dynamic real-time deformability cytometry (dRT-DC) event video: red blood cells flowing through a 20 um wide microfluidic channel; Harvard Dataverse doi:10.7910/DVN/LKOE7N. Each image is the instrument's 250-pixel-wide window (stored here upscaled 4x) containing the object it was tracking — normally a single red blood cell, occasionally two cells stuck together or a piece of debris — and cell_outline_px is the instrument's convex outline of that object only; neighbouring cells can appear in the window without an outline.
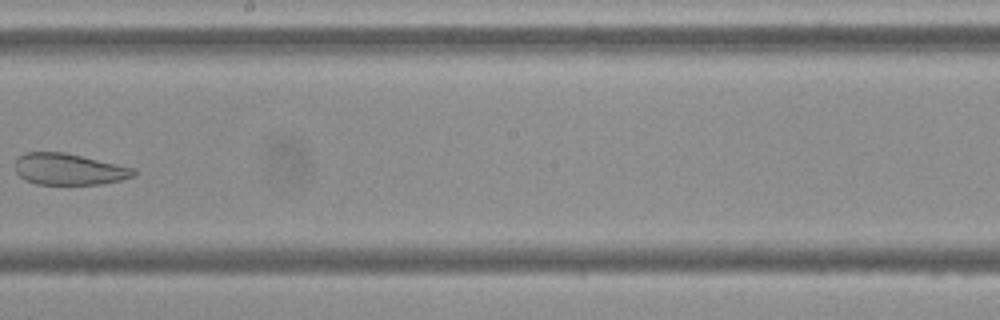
{"species": "Egyptian fruit bat (a non-hibernating species)", "species_latin": "Rousettus aegyptiacus", "temperature_condition": "cold", "stored_images_in_passage": 9, "camera_frame_rate_fps": 3000, "um_per_image_px": 0.085, "frame": {"image": 1, "passage_image": 9, "time_ms": 10.333, "image_size_px": [1000, 320], "cell_outline_px": [[136, 176], [120, 180], [100, 184], [36, 184], [24, 180], [16, 172], [16, 156], [24, 152], [64, 152], [136, 168]], "centroid_in_image_um": [5.85, 14.38], "position_along_channel_um": 242.3, "area_um2": 21.85}}